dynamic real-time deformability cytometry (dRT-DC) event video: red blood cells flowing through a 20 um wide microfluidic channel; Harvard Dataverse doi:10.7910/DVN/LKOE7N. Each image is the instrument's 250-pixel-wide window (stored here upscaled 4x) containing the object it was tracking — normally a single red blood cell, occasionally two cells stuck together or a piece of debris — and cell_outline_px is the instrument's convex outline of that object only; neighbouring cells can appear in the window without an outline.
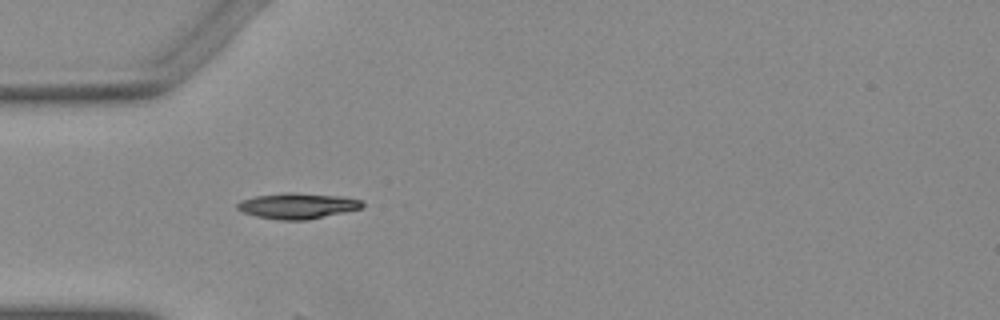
{"species": "Egyptian fruit bat (a non-hibernating species)", "species_latin": "Rousettus aegyptiacus", "temperature_condition": "warm", "stored_images_in_passage": 8, "camera_frame_rate_fps": 3000, "um_per_image_px": 0.085, "animal": {"sex": "female"}, "frame": {"image": 1, "passage_image": 1, "time_ms": 0.0, "image_size_px": [1000, 320], "cell_outline_px": [[364, 208], [308, 220], [280, 220], [256, 216], [244, 212], [236, 208], [236, 204], [240, 200], [256, 196], [284, 192], [296, 192], [340, 196], [360, 200], [364, 204]], "centroid_in_image_um": [25.29, 17.49], "position_along_channel_um": 59.7, "area_um2": 18.84}}
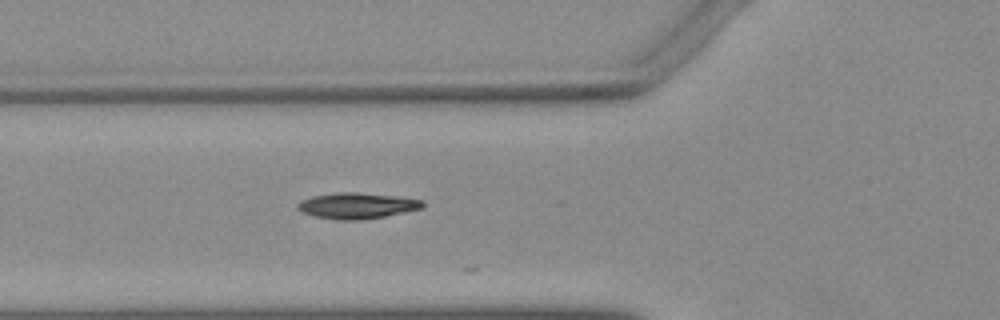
{"frame": {"image": 2, "passage_image": 4, "time_ms": 1.0, "image_size_px": [1000, 320], "cell_outline_px": [[424, 204], [420, 208], [384, 216], [360, 220], [340, 220], [316, 216], [304, 212], [296, 208], [296, 204], [300, 200], [312, 196], [340, 192], [356, 192], [400, 196], [424, 200]], "centroid_in_image_um": [30.33, 17.47], "position_along_channel_um": 95.5, "area_um2": 18.73}}
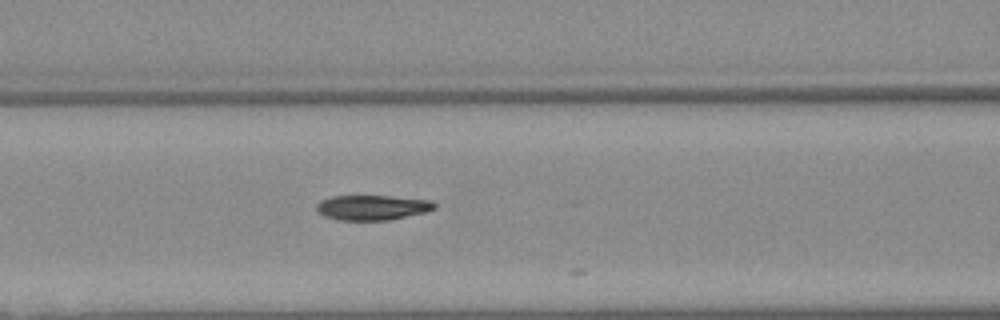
{"frame": {"image": 3, "passage_image": 7, "time_ms": 2.0, "image_size_px": [1000, 320], "cell_outline_px": [[436, 208], [428, 212], [388, 220], [336, 220], [324, 216], [316, 208], [316, 204], [320, 200], [332, 196], [388, 196], [432, 200], [436, 204]], "centroid_in_image_um": [31.67, 17.64], "position_along_channel_um": 134.9, "area_um2": 17.28}}